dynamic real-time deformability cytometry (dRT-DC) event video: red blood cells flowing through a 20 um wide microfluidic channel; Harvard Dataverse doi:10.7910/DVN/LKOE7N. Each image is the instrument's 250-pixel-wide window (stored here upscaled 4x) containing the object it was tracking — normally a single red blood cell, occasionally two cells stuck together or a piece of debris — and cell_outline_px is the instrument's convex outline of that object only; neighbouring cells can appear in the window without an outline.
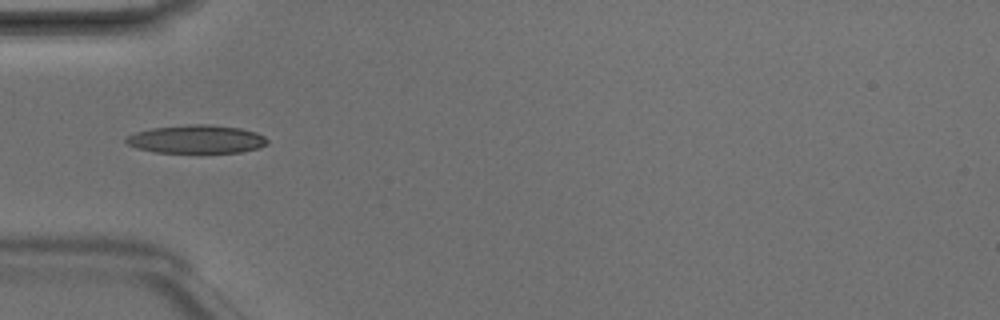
{"species": "Egyptian fruit bat (a non-hibernating species)", "species_latin": "Rousettus aegyptiacus", "temperature_condition": "room temperature", "stored_images_in_passage": 5, "camera_frame_rate_fps": 3000, "um_per_image_px": 0.085, "animal": {"sex": "male"}, "frame": {"image": 1, "passage_image": 4, "time_ms": 1.0, "image_size_px": [1000, 320], "cell_outline_px": [[268, 144], [260, 148], [240, 152], [156, 152], [136, 148], [128, 144], [124, 140], [128, 136], [136, 132], [152, 128], [192, 124], [212, 124], [240, 128], [256, 132], [264, 136], [268, 140]], "centroid_in_image_um": [16.74, 11.83], "position_along_channel_um": 68.3, "area_um2": 23.24}}